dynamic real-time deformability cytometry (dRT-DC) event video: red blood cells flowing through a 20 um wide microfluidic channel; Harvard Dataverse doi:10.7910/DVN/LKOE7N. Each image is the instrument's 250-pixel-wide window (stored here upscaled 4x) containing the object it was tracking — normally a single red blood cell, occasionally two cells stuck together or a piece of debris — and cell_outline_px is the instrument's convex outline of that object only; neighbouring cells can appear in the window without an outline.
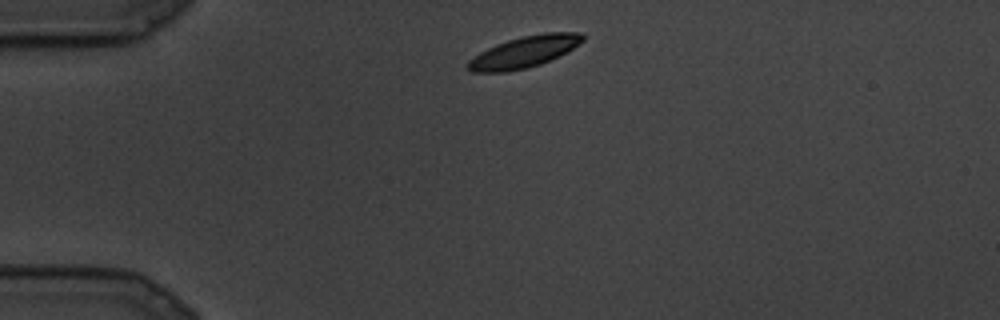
{"species": "common noctule bat (a hibernating species)", "species_latin": "Nyctalus noctula", "temperature_condition": "cold", "stored_images_in_passage": 9, "camera_frame_rate_fps": 3000, "um_per_image_px": 0.085, "animal": {"sex": "male", "body_mass_g": 19.5, "forearm_length_mm": 54.6}, "frame": {"image": 1, "passage_image": 1, "time_ms": 0.0, "image_size_px": [1000, 320], "cell_outline_px": [[584, 40], [580, 44], [540, 64], [524, 68], [504, 72], [472, 72], [468, 68], [468, 60], [480, 52], [488, 48], [508, 40], [524, 36], [544, 32], [580, 32], [584, 36]], "centroid_in_image_um": [44.55, 4.4], "position_along_channel_um": 40.4, "area_um2": 20.52}}
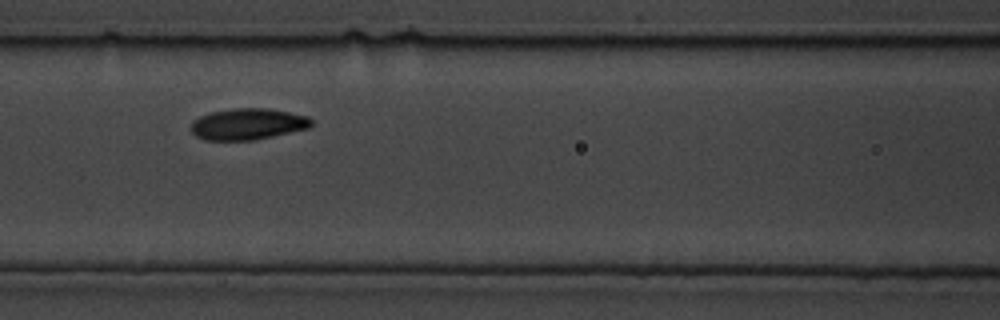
{"frame": {"image": 2, "passage_image": 6, "time_ms": 1.667, "image_size_px": [1000, 320], "cell_outline_px": [[312, 124], [308, 128], [272, 136], [252, 140], [204, 140], [196, 136], [192, 132], [192, 120], [200, 116], [212, 112], [236, 108], [264, 108], [288, 112], [308, 116], [312, 120]], "centroid_in_image_um": [21.05, 10.55], "position_along_channel_um": 145.6, "area_um2": 21.73}}
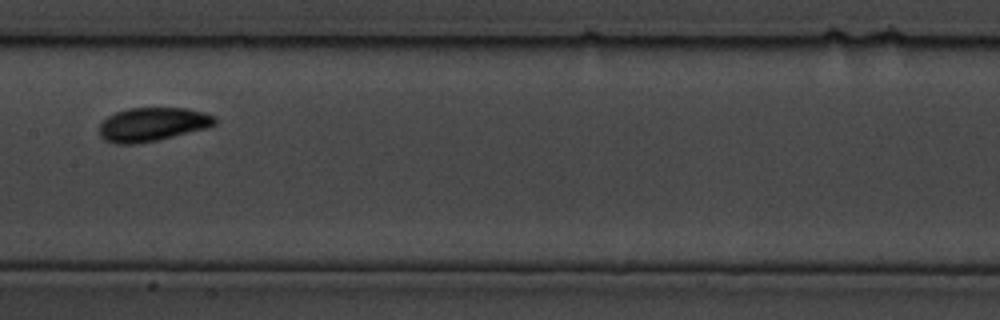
{"frame": {"image": 3, "passage_image": 8, "time_ms": 2.333, "image_size_px": [1000, 320], "cell_outline_px": [[216, 124], [208, 128], [156, 140], [136, 144], [116, 144], [104, 140], [100, 136], [100, 124], [108, 116], [116, 112], [128, 108], [188, 108], [204, 112], [216, 116]], "centroid_in_image_um": [12.98, 10.57], "position_along_channel_um": 194.4, "area_um2": 22.77}}